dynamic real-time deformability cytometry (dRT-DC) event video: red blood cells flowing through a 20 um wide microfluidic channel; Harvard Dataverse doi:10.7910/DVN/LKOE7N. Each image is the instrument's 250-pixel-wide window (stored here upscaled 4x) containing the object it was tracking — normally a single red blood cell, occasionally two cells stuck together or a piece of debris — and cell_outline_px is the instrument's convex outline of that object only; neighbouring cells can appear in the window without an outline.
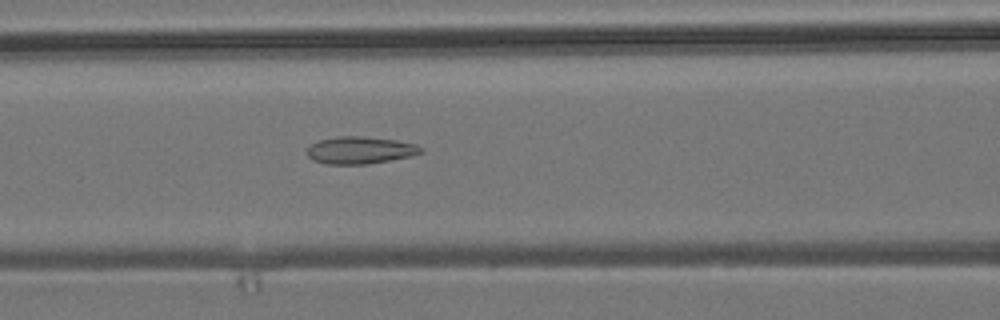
{"species": "common noctule bat (a hibernating species)", "species_latin": "Nyctalus noctula", "temperature_condition": "room temperature", "stored_images_in_passage": 35, "camera_frame_rate_fps": 3000, "um_per_image_px": 0.085, "animal": {"sex": "male", "body_mass_g": 19.2, "forearm_length_mm": 51.8}, "frame": {"image": 1, "passage_image": 11, "time_ms": 3.333, "image_size_px": [1000, 320], "cell_outline_px": [[424, 152], [412, 156], [368, 164], [328, 164], [312, 160], [308, 156], [308, 148], [312, 144], [320, 140], [340, 136], [364, 136], [396, 140], [416, 144], [424, 148]], "centroid_in_image_um": [30.66, 12.77], "position_along_channel_um": 135.9, "area_um2": 18.09}}
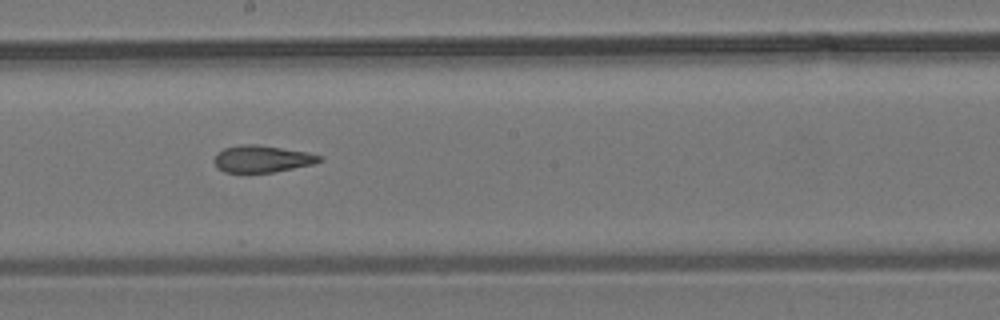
{"frame": {"image": 2, "passage_image": 18, "time_ms": 5.667, "image_size_px": [1000, 320], "cell_outline_px": [[324, 160], [312, 164], [272, 172], [224, 172], [216, 168], [212, 160], [216, 152], [224, 148], [240, 144], [256, 144], [308, 152], [324, 156]], "centroid_in_image_um": [22.24, 13.49], "position_along_channel_um": 226.0, "area_um2": 16.7}}
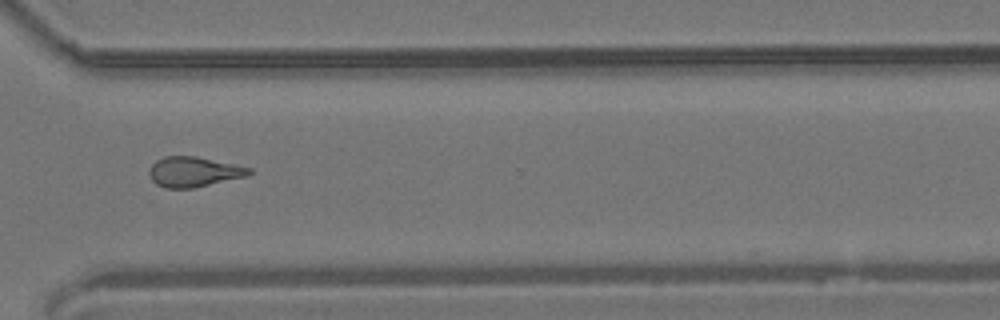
{"frame": {"image": 3, "passage_image": 28, "time_ms": 9.0, "image_size_px": [1000, 320], "cell_outline_px": [[252, 172], [248, 176], [192, 188], [164, 188], [156, 184], [152, 180], [148, 172], [148, 168], [156, 160], [164, 156], [196, 156], [252, 168]], "centroid_in_image_um": [16.44, 14.6], "position_along_channel_um": 354.2, "area_um2": 17.57}}